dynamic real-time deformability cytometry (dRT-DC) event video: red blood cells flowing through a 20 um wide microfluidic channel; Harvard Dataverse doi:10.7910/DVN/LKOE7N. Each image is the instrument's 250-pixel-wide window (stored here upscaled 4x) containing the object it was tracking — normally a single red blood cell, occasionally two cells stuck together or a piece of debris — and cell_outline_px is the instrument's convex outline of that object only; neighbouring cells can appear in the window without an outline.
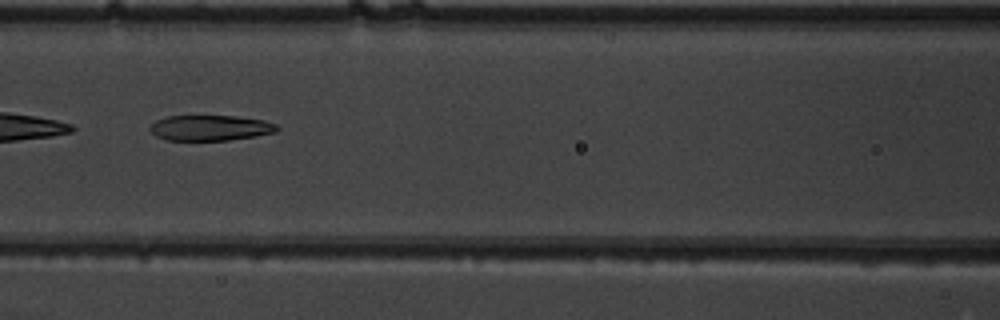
{"species": "common noctule bat (a hibernating species)", "species_latin": "Nyctalus noctula", "temperature_condition": "warm", "stored_images_in_passage": 6, "camera_frame_rate_fps": 3000, "um_per_image_px": 0.085, "animal": {"sex": "male", "body_mass_g": 19.5, "forearm_length_mm": 54.6}, "frame": {"image": 1, "passage_image": 4, "time_ms": 1.0, "image_size_px": [1000, 320], "cell_outline_px": [[280, 128], [276, 132], [256, 136], [228, 140], [164, 140], [156, 136], [148, 128], [156, 120], [168, 116], [236, 116], [264, 120], [276, 124]], "centroid_in_image_um": [17.88, 10.87], "position_along_channel_um": 148.7, "area_um2": 18.9}}
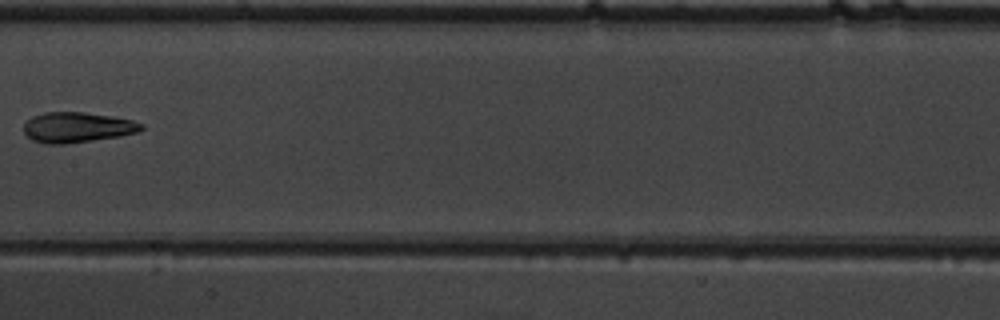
{"frame": {"image": 2, "passage_image": 5, "time_ms": 1.333, "image_size_px": [1000, 320], "cell_outline_px": [[144, 128], [140, 132], [92, 140], [64, 144], [44, 144], [32, 140], [24, 132], [24, 124], [32, 116], [44, 112], [84, 112], [112, 116], [132, 120], [144, 124]], "centroid_in_image_um": [6.56, 10.82], "position_along_channel_um": 200.8, "area_um2": 20.75}}
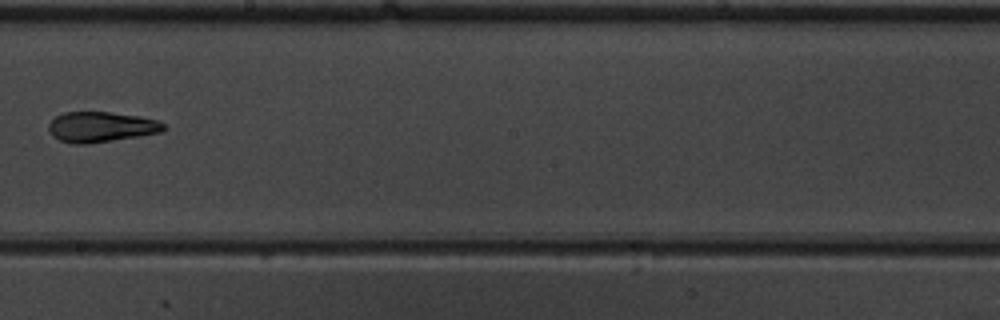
{"frame": {"image": 3, "passage_image": 6, "time_ms": 1.667, "image_size_px": [1000, 320], "cell_outline_px": [[168, 128], [160, 132], [140, 136], [88, 144], [72, 144], [60, 140], [52, 136], [48, 128], [48, 124], [56, 116], [64, 112], [108, 112], [140, 116], [156, 120], [164, 124]], "centroid_in_image_um": [8.58, 10.79], "position_along_channel_um": 239.6, "area_um2": 20.4}}